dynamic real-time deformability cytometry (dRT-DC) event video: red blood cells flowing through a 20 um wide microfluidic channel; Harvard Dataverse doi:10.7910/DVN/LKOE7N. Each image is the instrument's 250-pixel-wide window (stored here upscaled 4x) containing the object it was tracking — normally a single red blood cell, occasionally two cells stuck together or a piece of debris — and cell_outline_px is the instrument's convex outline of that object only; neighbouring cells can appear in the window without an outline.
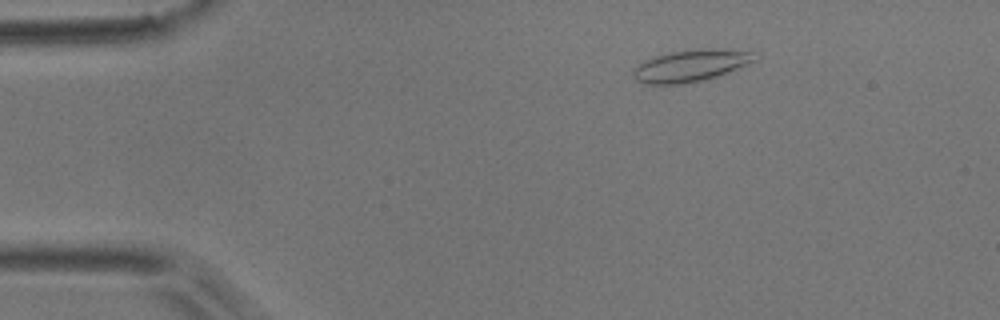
{"species": "common noctule bat (a hibernating species)", "species_latin": "Nyctalus noctula", "temperature_condition": "room temperature", "stored_images_in_passage": 47, "camera_frame_rate_fps": 3000, "um_per_image_px": 0.085, "animal": {"sex": "male", "body_mass_g": 17.9}, "frame": {"image": 1, "passage_image": 1, "time_ms": 0.0, "image_size_px": [1000, 320], "cell_outline_px": [[756, 60], [716, 76], [704, 80], [684, 84], [644, 84], [636, 80], [632, 76], [632, 68], [644, 60], [656, 56], [672, 52], [700, 48], [712, 48], [752, 52]], "centroid_in_image_um": [58.61, 5.59], "position_along_channel_um": 26.4, "area_um2": 22.37}}
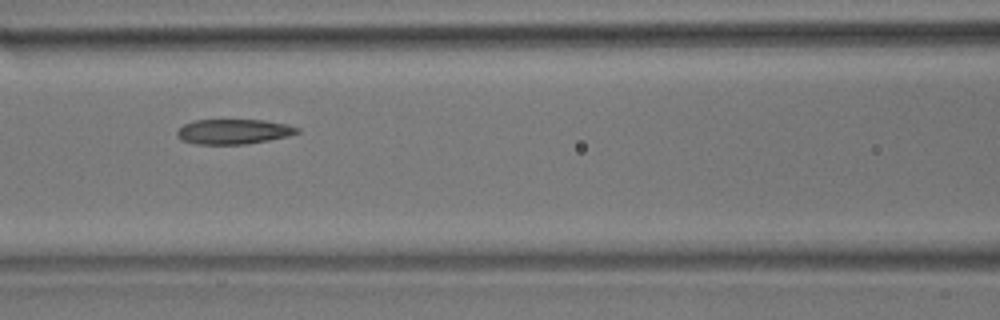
{"frame": {"image": 2, "passage_image": 16, "time_ms": 5.0, "image_size_px": [1000, 320], "cell_outline_px": [[300, 132], [288, 136], [268, 140], [244, 144], [196, 144], [180, 140], [176, 136], [176, 132], [184, 124], [196, 120], [264, 120], [288, 124], [300, 128]], "centroid_in_image_um": [19.85, 11.18], "position_along_channel_um": 146.7, "area_um2": 17.51}}
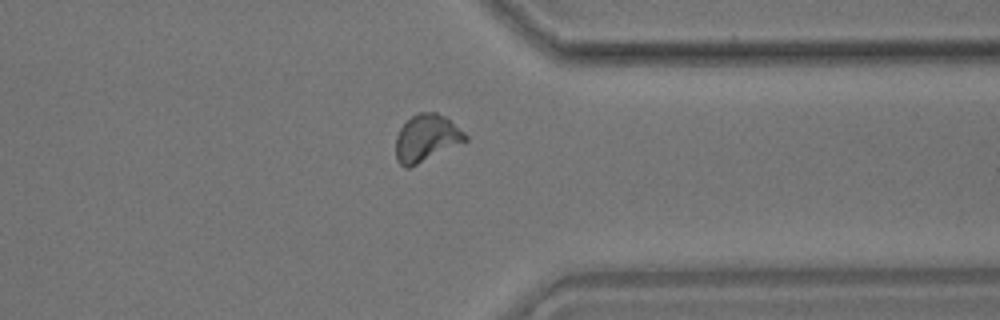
{"frame": {"image": 3, "passage_image": 35, "time_ms": 11.333, "image_size_px": [1000, 320], "cell_outline_px": [[468, 140], [408, 168], [404, 168], [396, 160], [396, 136], [400, 128], [412, 116], [420, 112], [436, 112], [444, 116], [464, 132], [468, 136]], "centroid_in_image_um": [36.23, 11.74], "position_along_channel_um": 375.2, "area_um2": 18.79}, "authors_computed_cell_mechanics": {"area_um2": 18.1492, "velocity_mm_per_s": 3.6769, "shape_relaxation_time_tau1_ms": null, "shape_relaxation_time_tau2_ms": 2.6281, "deformation_change_tau1": null, "deformation_change_tau2": 0.0818}}